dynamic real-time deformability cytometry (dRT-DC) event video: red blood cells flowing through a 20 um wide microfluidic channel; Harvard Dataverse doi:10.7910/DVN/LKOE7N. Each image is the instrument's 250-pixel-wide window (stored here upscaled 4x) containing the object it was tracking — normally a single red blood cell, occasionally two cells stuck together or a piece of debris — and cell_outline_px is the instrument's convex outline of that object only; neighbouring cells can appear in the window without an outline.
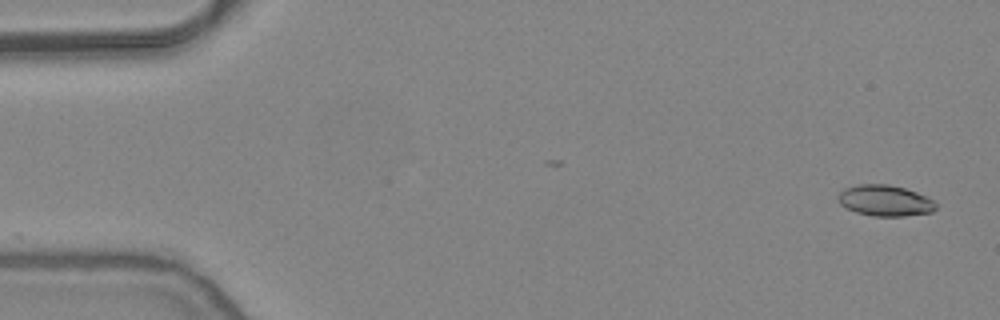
{"species": "common noctule bat (a hibernating species)", "species_latin": "Nyctalus noctula", "temperature_condition": "warm", "stored_images_in_passage": 53, "camera_frame_rate_fps": 3000, "um_per_image_px": 0.085, "animal": {"sex": "female", "body_mass_g": 24.6, "forearm_length_mm": 56.2}, "frame": {"image": 1, "passage_image": 2, "time_ms": 0.333, "image_size_px": [1000, 320], "cell_outline_px": [[936, 208], [932, 212], [904, 216], [872, 216], [856, 212], [840, 204], [836, 196], [844, 188], [860, 184], [888, 184], [904, 188], [916, 192], [932, 200], [936, 204]], "centroid_in_image_um": [75.2, 17.05], "position_along_channel_um": 9.8, "area_um2": 17.57}}
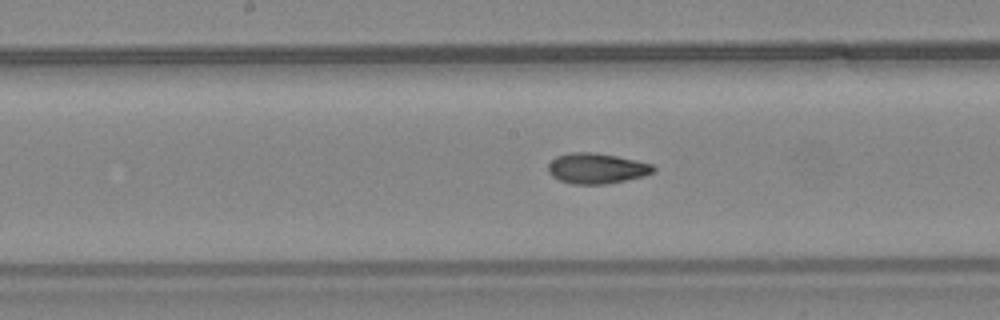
{"frame": {"image": 2, "passage_image": 27, "time_ms": 8.667, "image_size_px": [1000, 320], "cell_outline_px": [[656, 168], [652, 172], [644, 176], [604, 184], [572, 184], [560, 180], [552, 176], [548, 172], [548, 164], [556, 156], [568, 152], [592, 152], [616, 156], [652, 164]], "centroid_in_image_um": [50.67, 14.3], "position_along_channel_um": 197.5, "area_um2": 18.55}}
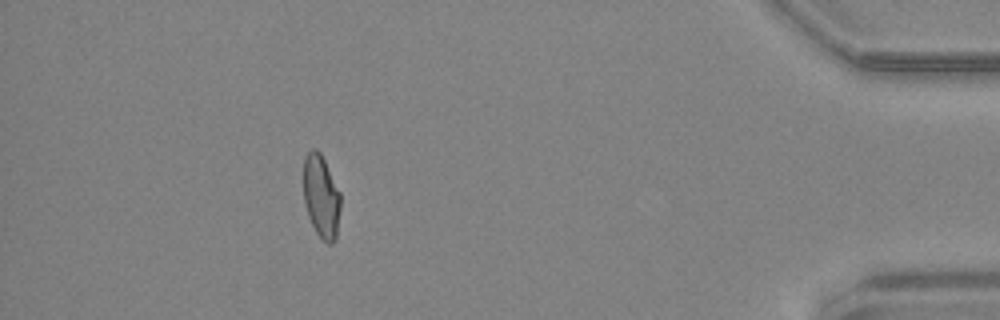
{"frame": {"image": 3, "passage_image": 48, "time_ms": 15.667, "image_size_px": [1000, 320], "cell_outline_px": [[340, 208], [336, 240], [332, 244], [328, 244], [316, 232], [308, 216], [304, 204], [304, 156], [312, 148], [316, 148], [320, 152], [340, 192]], "centroid_in_image_um": [27.3, 16.7], "position_along_channel_um": 407.9, "area_um2": 17.92}, "authors_computed_cell_mechanics": {"area_um2": 18.3804, "velocity_mm_per_s": 3.8427, "shape_relaxation_time_tau1_ms": 9.3901, "shape_relaxation_time_tau2_ms": 1.3953, "deformation_change_tau1": 0.2314, "deformation_change_tau2": 0.0693}}